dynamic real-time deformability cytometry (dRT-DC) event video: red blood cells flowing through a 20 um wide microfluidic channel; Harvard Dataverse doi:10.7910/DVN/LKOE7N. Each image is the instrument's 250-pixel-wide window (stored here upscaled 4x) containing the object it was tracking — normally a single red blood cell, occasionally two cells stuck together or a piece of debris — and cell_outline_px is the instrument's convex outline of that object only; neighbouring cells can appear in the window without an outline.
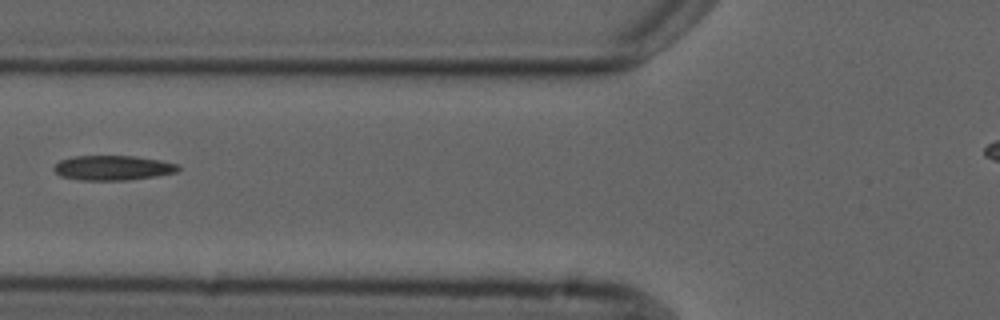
{"species": "common noctule bat (a hibernating species)", "species_latin": "Nyctalus noctula", "temperature_condition": "cold", "stored_images_in_passage": 4, "camera_frame_rate_fps": 3000, "um_per_image_px": 0.085, "animal": {"sex": "male", "forearm_length_mm": 52.5}, "frame": {"image": 1, "passage_image": 3, "time_ms": 2.333, "image_size_px": [1000, 320], "cell_outline_px": [[180, 168], [176, 172], [156, 176], [128, 180], [80, 180], [60, 176], [52, 168], [60, 160], [76, 156], [136, 156], [160, 160], [180, 164]], "centroid_in_image_um": [9.61, 14.26], "position_along_channel_um": 116.2, "area_um2": 17.98}}
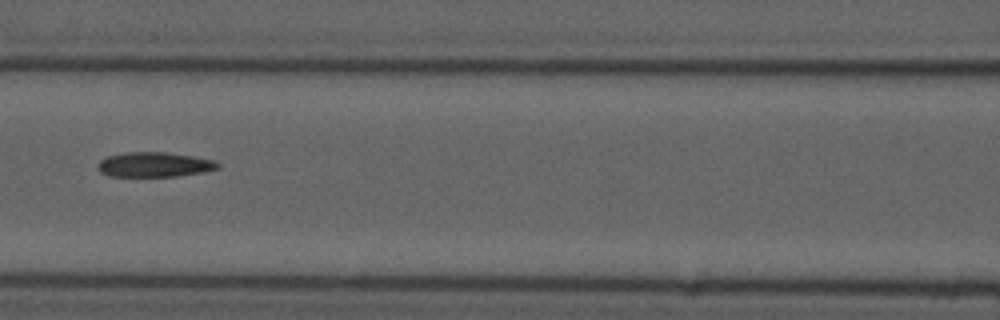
{"frame": {"image": 2, "passage_image": 4, "time_ms": 3.333, "image_size_px": [1000, 320], "cell_outline_px": [[220, 168], [204, 172], [176, 176], [108, 176], [100, 172], [100, 160], [108, 156], [128, 152], [164, 152], [192, 156], [216, 160], [220, 164]], "centroid_in_image_um": [13.18, 13.99], "position_along_channel_um": 153.4, "area_um2": 17.22}}